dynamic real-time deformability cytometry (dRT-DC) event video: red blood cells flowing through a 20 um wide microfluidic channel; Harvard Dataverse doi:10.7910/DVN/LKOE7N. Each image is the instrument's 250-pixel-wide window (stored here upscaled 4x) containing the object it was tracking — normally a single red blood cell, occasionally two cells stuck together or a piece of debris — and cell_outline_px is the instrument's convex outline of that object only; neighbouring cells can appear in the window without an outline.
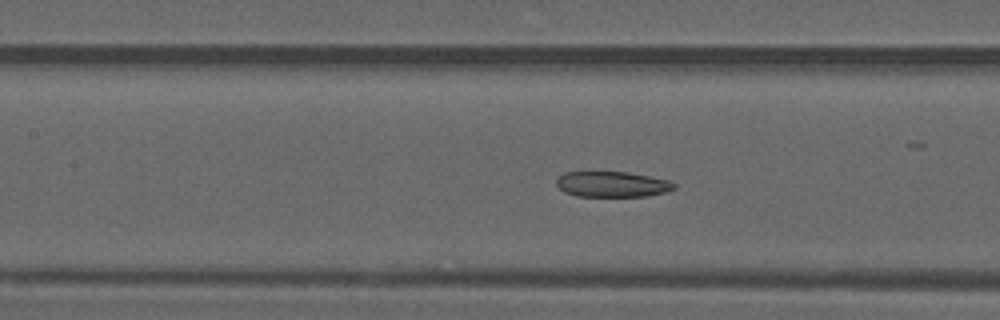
{"species": "common noctule bat (a hibernating species)", "species_latin": "Nyctalus noctula", "temperature_condition": "warm", "stored_images_in_passage": 50, "camera_frame_rate_fps": 3000, "um_per_image_px": 0.085, "animal": {"sex": "male", "forearm_length_mm": 52.5}, "frame": {"image": 1, "passage_image": 22, "time_ms": 7.0, "image_size_px": [1000, 320], "cell_outline_px": [[676, 188], [664, 192], [648, 196], [576, 196], [564, 192], [556, 184], [556, 180], [564, 172], [628, 172], [668, 180], [676, 184]], "centroid_in_image_um": [52.03, 15.66], "position_along_channel_um": 155.4, "area_um2": 17.46}}
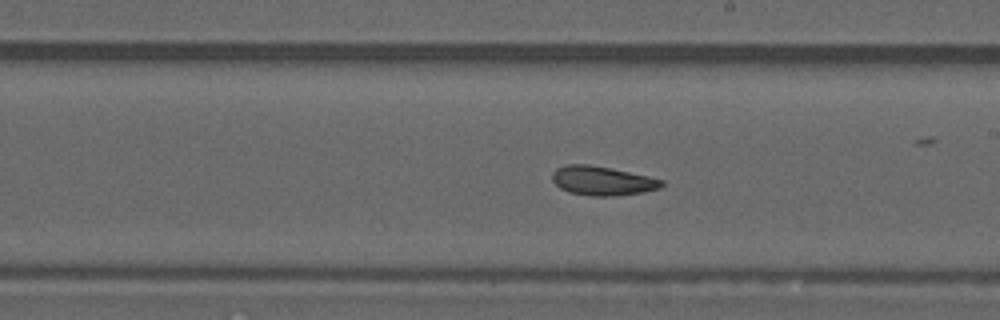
{"frame": {"image": 2, "passage_image": 28, "time_ms": 9.0, "image_size_px": [1000, 320], "cell_outline_px": [[664, 184], [660, 188], [644, 192], [612, 196], [592, 196], [568, 192], [560, 188], [552, 180], [552, 172], [556, 168], [564, 164], [588, 164], [648, 176], [664, 180]], "centroid_in_image_um": [51.17, 15.37], "position_along_channel_um": 237.8, "area_um2": 18.55}}
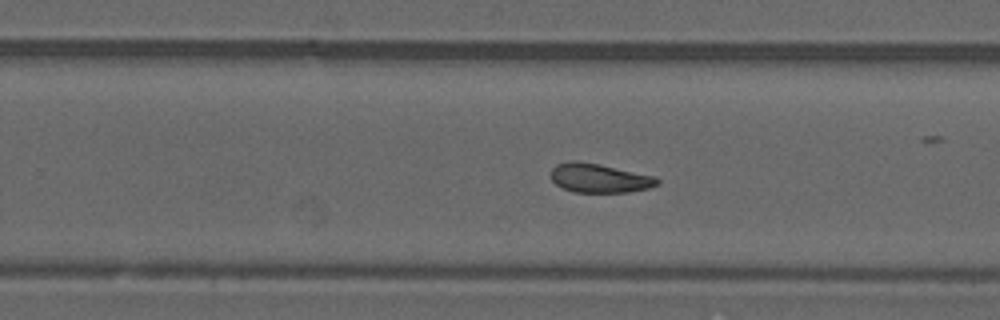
{"frame": {"image": 3, "passage_image": 31, "time_ms": 10.0, "image_size_px": [1000, 320], "cell_outline_px": [[660, 184], [648, 188], [628, 192], [572, 192], [556, 184], [552, 180], [552, 168], [556, 164], [568, 160], [576, 160], [600, 164], [656, 176], [660, 180]], "centroid_in_image_um": [50.96, 15.13], "position_along_channel_um": 278.8, "area_um2": 18.15}, "authors_computed_cell_mechanics": {"area_um2": 19.1607, "velocity_mm_per_s": 4.1245, "shape_relaxation_time_tau1_ms": null, "shape_relaxation_time_tau2_ms": 3.0524, "deformation_change_tau1": null, "deformation_change_tau2": 0.0981}}